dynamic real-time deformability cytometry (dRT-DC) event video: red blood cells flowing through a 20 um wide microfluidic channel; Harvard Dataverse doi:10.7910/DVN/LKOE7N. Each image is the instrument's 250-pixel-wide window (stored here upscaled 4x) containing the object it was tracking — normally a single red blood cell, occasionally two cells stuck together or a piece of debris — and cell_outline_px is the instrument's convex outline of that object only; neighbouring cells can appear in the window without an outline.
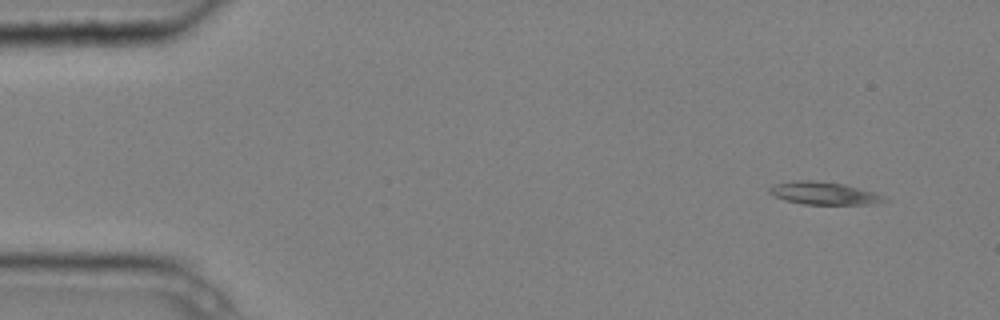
{"species": "common noctule bat (a hibernating species)", "species_latin": "Nyctalus noctula", "temperature_condition": "cold", "stored_images_in_passage": 4, "camera_frame_rate_fps": 3000, "um_per_image_px": 0.085, "animal": {"sex": "male", "body_mass_g": 20.4}, "frame": {"image": 1, "passage_image": 1, "time_ms": 0.0, "image_size_px": [1000, 320], "cell_outline_px": [[888, 200], [872, 204], [804, 204], [784, 200], [768, 192], [768, 188], [776, 184], [796, 180], [816, 180], [844, 184], [876, 192], [884, 196]], "centroid_in_image_um": [70.05, 16.42], "position_along_channel_um": 15.0, "area_um2": 15.14}}
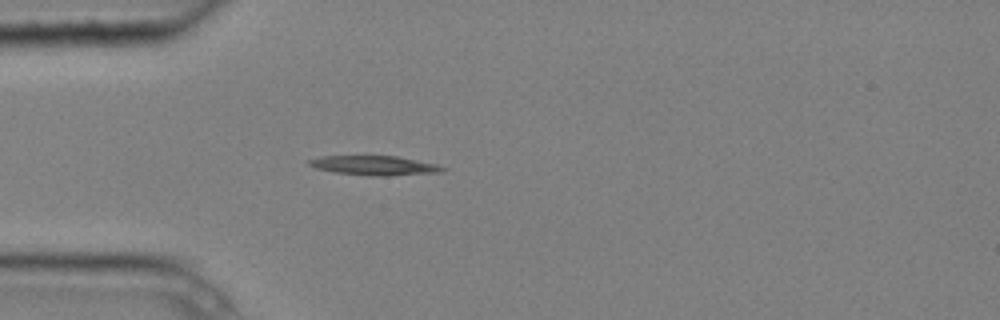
{"frame": {"image": 2, "passage_image": 4, "time_ms": 1.0, "image_size_px": [1000, 320], "cell_outline_px": [[448, 168], [444, 172], [388, 176], [372, 176], [332, 172], [316, 168], [308, 164], [308, 160], [320, 156], [396, 156], [436, 164]], "centroid_in_image_um": [31.85, 14.07], "position_along_channel_um": 53.2, "area_um2": 15.2}}